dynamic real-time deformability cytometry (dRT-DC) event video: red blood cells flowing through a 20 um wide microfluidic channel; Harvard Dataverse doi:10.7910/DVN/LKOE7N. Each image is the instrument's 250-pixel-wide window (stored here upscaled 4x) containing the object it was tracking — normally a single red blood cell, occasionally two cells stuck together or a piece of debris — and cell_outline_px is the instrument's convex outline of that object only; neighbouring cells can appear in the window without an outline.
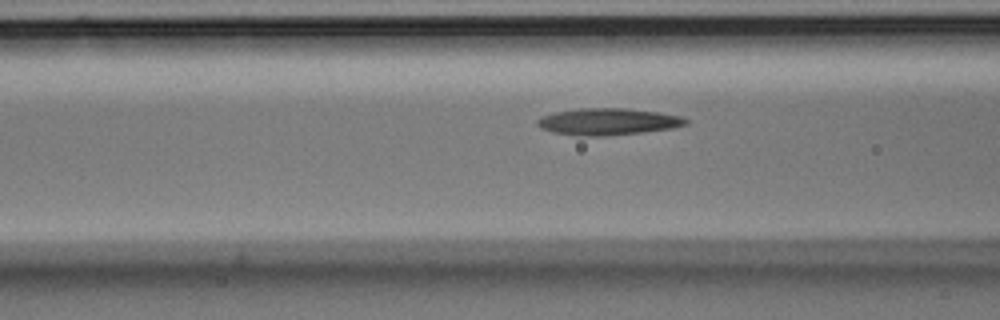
{"species": "Egyptian fruit bat (a non-hibernating species)", "species_latin": "Rousettus aegyptiacus", "temperature_condition": "room temperature", "stored_images_in_passage": 37, "camera_frame_rate_fps": 3000, "um_per_image_px": 0.085, "animal": {"sex": "male"}, "frame": {"image": 1, "passage_image": 14, "time_ms": 4.333, "image_size_px": [1000, 320], "cell_outline_px": [[688, 124], [672, 128], [640, 132], [604, 136], [576, 136], [552, 132], [540, 128], [536, 124], [536, 120], [540, 116], [552, 112], [576, 108], [624, 108], [656, 112], [680, 116], [688, 120]], "centroid_in_image_um": [51.58, 10.33], "position_along_channel_um": 115.0, "area_um2": 23.29}}
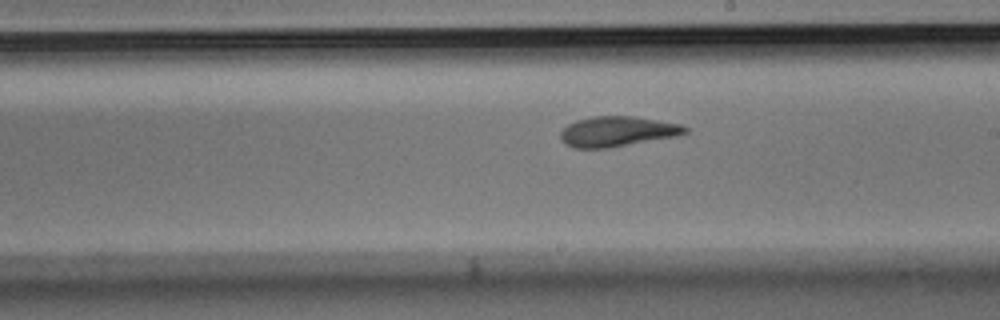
{"frame": {"image": 2, "passage_image": 24, "time_ms": 7.667, "image_size_px": [1000, 320], "cell_outline_px": [[688, 132], [676, 136], [608, 148], [572, 148], [564, 144], [560, 140], [560, 132], [568, 124], [576, 120], [592, 116], [632, 116], [680, 124], [688, 128]], "centroid_in_image_um": [52.42, 11.18], "position_along_channel_um": 236.6, "area_um2": 21.91}}
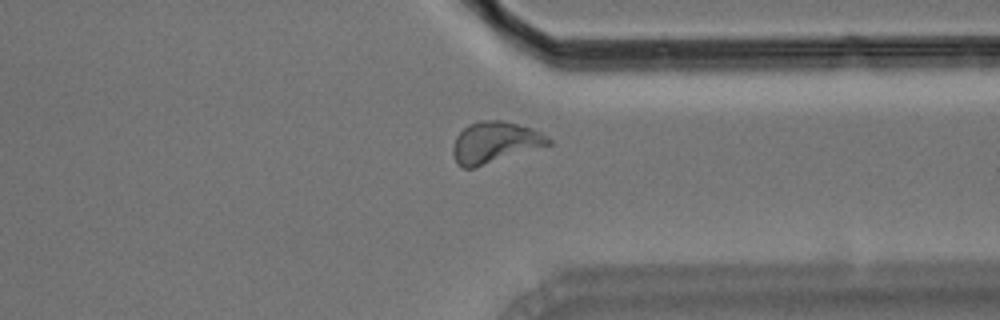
{"frame": {"image": 3, "passage_image": 35, "time_ms": 11.333, "image_size_px": [1000, 320], "cell_outline_px": [[552, 144], [472, 168], [460, 168], [456, 164], [452, 156], [452, 148], [456, 136], [468, 124], [480, 120], [500, 120], [532, 128], [548, 136], [552, 140]], "centroid_in_image_um": [42.03, 12.1], "position_along_channel_um": 369.4, "area_um2": 22.95}}